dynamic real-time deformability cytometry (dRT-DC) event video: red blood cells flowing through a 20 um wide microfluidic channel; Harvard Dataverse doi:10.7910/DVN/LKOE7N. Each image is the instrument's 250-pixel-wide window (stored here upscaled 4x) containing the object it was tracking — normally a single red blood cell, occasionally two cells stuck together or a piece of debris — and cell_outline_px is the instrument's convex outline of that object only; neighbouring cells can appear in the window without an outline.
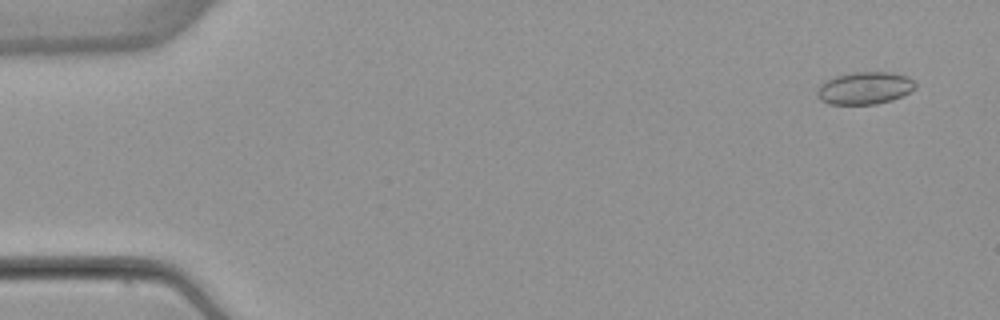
{"species": "common noctule bat (a hibernating species)", "species_latin": "Nyctalus noctula", "temperature_condition": "warm", "stored_images_in_passage": 53, "camera_frame_rate_fps": 3000, "um_per_image_px": 0.085, "animal": {"sex": "female", "body_mass_g": 22.7, "forearm_length_mm": 54.2}, "frame": {"image": 1, "passage_image": 3, "time_ms": 0.667, "image_size_px": [1000, 320], "cell_outline_px": [[916, 88], [892, 100], [876, 104], [828, 104], [820, 100], [816, 96], [816, 92], [820, 84], [824, 80], [836, 76], [852, 72], [892, 72], [908, 76], [916, 80]], "centroid_in_image_um": [73.49, 7.48], "position_along_channel_um": 11.5, "area_um2": 18.79}}
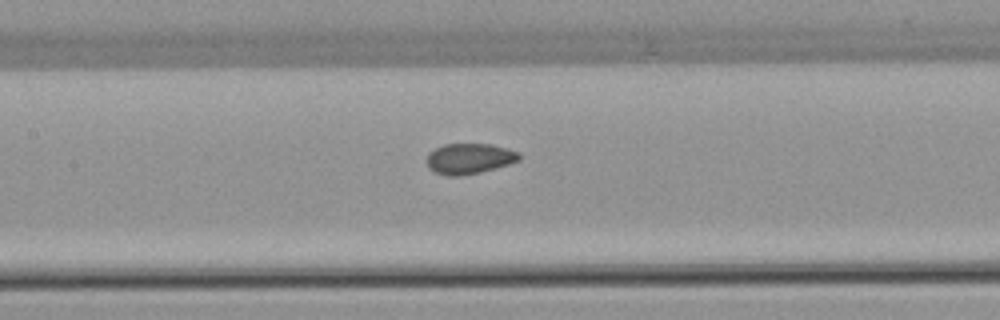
{"frame": {"image": 2, "passage_image": 25, "time_ms": 8.0, "image_size_px": [1000, 320], "cell_outline_px": [[520, 160], [496, 168], [480, 172], [460, 176], [448, 176], [436, 172], [428, 168], [428, 152], [444, 144], [492, 144], [520, 152]], "centroid_in_image_um": [39.91, 13.48], "position_along_channel_um": 167.5, "area_um2": 16.42}}
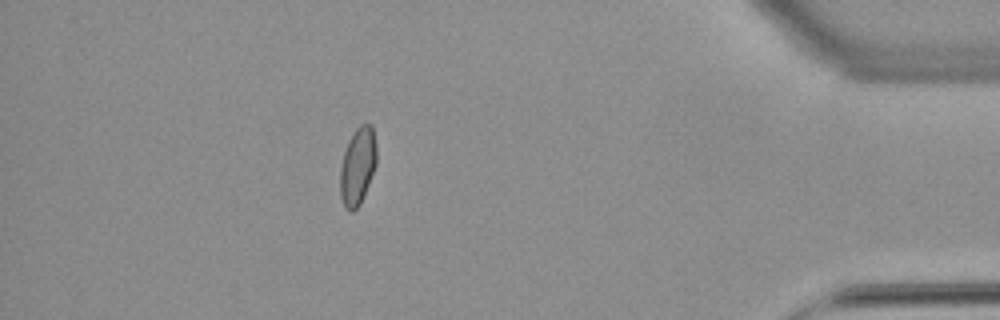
{"frame": {"image": 3, "passage_image": 47, "time_ms": 15.333, "image_size_px": [1000, 320], "cell_outline_px": [[376, 164], [360, 204], [352, 212], [348, 212], [344, 208], [340, 196], [340, 164], [348, 140], [352, 132], [360, 124], [372, 124], [376, 144]], "centroid_in_image_um": [30.38, 14.12], "position_along_channel_um": 404.8, "area_um2": 16.59}, "authors_computed_cell_mechanics": {"area_um2": 16.6464, "velocity_mm_per_s": 3.8733, "shape_relaxation_time_tau1_ms": null, "shape_relaxation_time_tau2_ms": 0.8837, "deformation_change_tau1": null, "deformation_change_tau2": 0.0464}}